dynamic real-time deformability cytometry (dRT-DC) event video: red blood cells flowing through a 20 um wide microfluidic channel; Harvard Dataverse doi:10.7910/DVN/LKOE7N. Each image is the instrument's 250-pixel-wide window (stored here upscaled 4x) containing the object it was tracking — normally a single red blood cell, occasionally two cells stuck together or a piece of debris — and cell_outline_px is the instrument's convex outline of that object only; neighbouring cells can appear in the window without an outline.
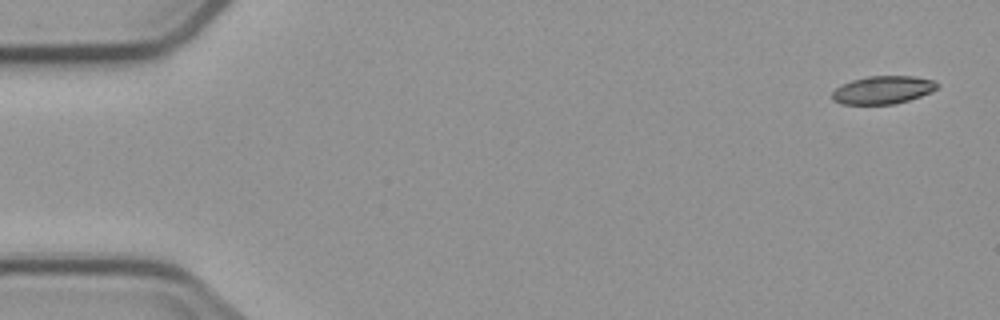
{"species": "common noctule bat (a hibernating species)", "species_latin": "Nyctalus noctula", "temperature_condition": "cold", "stored_images_in_passage": 3, "camera_frame_rate_fps": 3000, "um_per_image_px": 0.085, "animal": {"sex": "male", "body_mass_g": 23.1, "forearm_length_mm": 52.7}, "frame": {"image": 1, "passage_image": 1, "time_ms": 0.0, "image_size_px": [1000, 320], "cell_outline_px": [[940, 84], [936, 88], [920, 96], [896, 104], [840, 104], [832, 100], [832, 92], [836, 88], [852, 80], [868, 76], [916, 76], [932, 80]], "centroid_in_image_um": [75.02, 7.64], "position_along_channel_um": 10.0, "area_um2": 16.99}}